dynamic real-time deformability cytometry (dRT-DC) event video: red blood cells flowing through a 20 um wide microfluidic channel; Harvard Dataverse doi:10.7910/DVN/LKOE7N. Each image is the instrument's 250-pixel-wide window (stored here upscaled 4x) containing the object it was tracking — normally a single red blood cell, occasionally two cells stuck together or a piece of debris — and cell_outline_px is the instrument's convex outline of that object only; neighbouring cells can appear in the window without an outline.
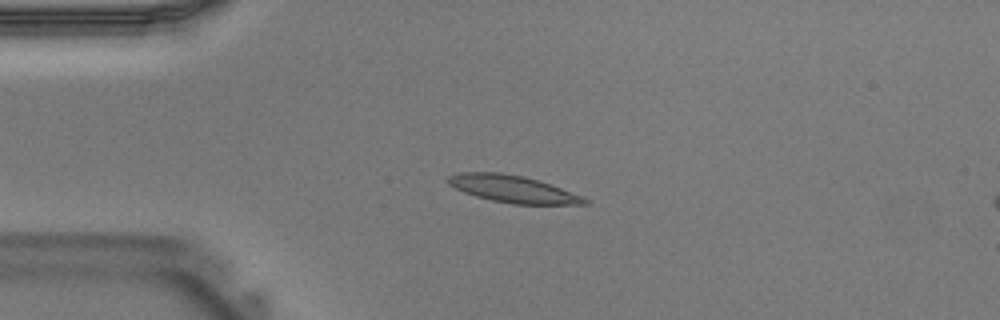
{"species": "Egyptian fruit bat (a non-hibernating species)", "species_latin": "Rousettus aegyptiacus", "temperature_condition": "warm", "stored_images_in_passage": 15, "camera_frame_rate_fps": 3000, "um_per_image_px": 0.085, "animal": {"sex": "male"}, "frame": {"image": 1, "passage_image": 1, "time_ms": 0.0, "image_size_px": [1000, 320], "cell_outline_px": [[592, 204], [512, 204], [492, 200], [476, 196], [464, 192], [448, 184], [444, 180], [448, 176], [460, 172], [500, 172], [524, 176], [540, 180], [584, 196]], "centroid_in_image_um": [43.61, 16.05], "position_along_channel_um": 41.4, "area_um2": 21.79}}
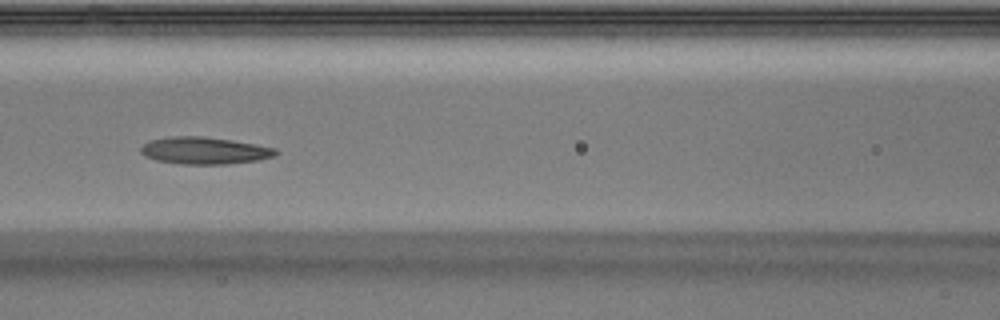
{"frame": {"image": 2, "passage_image": 9, "time_ms": 2.667, "image_size_px": [1000, 320], "cell_outline_px": [[280, 152], [272, 156], [256, 160], [228, 164], [180, 164], [156, 160], [144, 156], [140, 152], [140, 148], [148, 140], [172, 136], [200, 136], [232, 140], [256, 144], [276, 148]], "centroid_in_image_um": [17.35, 12.79], "position_along_channel_um": 149.3, "area_um2": 21.33}}
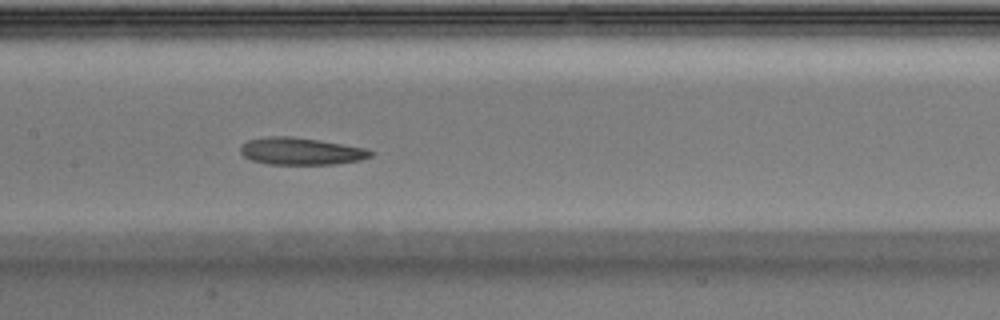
{"frame": {"image": 3, "passage_image": 11, "time_ms": 3.333, "image_size_px": [1000, 320], "cell_outline_px": [[376, 152], [372, 156], [360, 160], [336, 164], [268, 164], [252, 160], [244, 156], [240, 152], [240, 148], [248, 140], [268, 136], [292, 136], [364, 148]], "centroid_in_image_um": [25.58, 12.86], "position_along_channel_um": 181.8, "area_um2": 20.4}}